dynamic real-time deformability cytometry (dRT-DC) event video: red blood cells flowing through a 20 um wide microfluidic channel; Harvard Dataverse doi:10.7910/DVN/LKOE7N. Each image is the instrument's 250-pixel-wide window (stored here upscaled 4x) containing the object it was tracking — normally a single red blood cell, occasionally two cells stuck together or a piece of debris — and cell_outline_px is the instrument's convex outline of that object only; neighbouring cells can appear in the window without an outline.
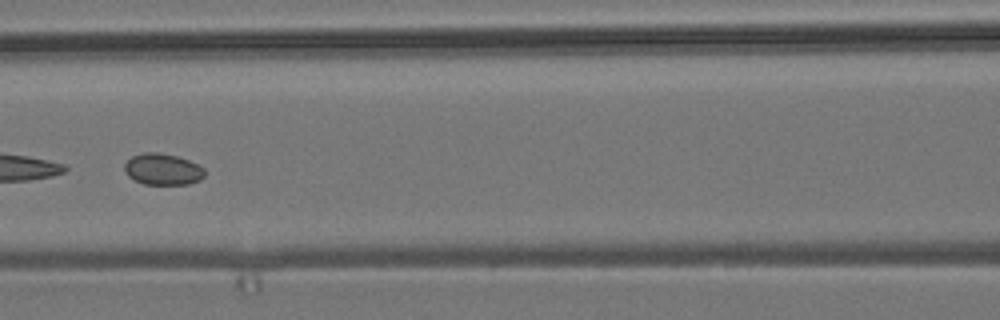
{"species": "common noctule bat (a hibernating species)", "species_latin": "Nyctalus noctula", "temperature_condition": "room temperature", "stored_images_in_passage": 53, "camera_frame_rate_fps": 3000, "um_per_image_px": 0.085, "animal": {"sex": "male", "body_mass_g": 19.2, "forearm_length_mm": 51.8}, "frame": {"image": 1, "passage_image": 23, "time_ms": 7.333, "image_size_px": [1000, 320], "cell_outline_px": [[204, 176], [200, 180], [188, 184], [144, 184], [128, 176], [124, 168], [124, 164], [132, 156], [144, 152], [160, 152], [176, 156], [188, 160], [204, 168]], "centroid_in_image_um": [13.82, 14.38], "position_along_channel_um": 152.8, "area_um2": 14.57}}